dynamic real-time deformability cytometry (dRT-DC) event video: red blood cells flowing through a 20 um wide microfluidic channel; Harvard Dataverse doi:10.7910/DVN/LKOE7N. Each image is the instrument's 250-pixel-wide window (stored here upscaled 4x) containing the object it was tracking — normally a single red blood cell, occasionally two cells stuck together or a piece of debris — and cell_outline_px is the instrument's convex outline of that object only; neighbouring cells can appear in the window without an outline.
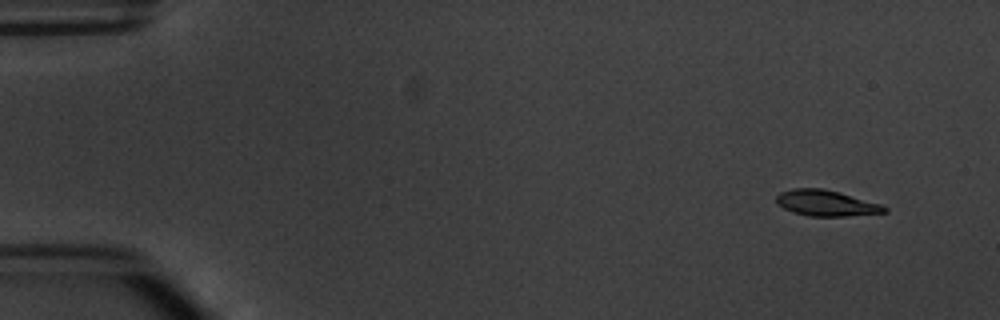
{"species": "common noctule bat (a hibernating species)", "species_latin": "Nyctalus noctula", "temperature_condition": "warm", "stored_images_in_passage": 5, "camera_frame_rate_fps": 3000, "um_per_image_px": 0.085, "animal": {"sex": "male", "body_mass_g": 20.1, "forearm_length_mm": 53.5}, "frame": {"image": 1, "passage_image": 1, "time_ms": 0.0, "image_size_px": [1000, 320], "cell_outline_px": [[888, 212], [848, 216], [808, 216], [792, 212], [776, 204], [776, 196], [780, 192], [792, 188], [824, 188], [840, 192], [880, 204], [888, 208]], "centroid_in_image_um": [70.2, 17.26], "position_along_channel_um": 14.8, "area_um2": 16.42}}